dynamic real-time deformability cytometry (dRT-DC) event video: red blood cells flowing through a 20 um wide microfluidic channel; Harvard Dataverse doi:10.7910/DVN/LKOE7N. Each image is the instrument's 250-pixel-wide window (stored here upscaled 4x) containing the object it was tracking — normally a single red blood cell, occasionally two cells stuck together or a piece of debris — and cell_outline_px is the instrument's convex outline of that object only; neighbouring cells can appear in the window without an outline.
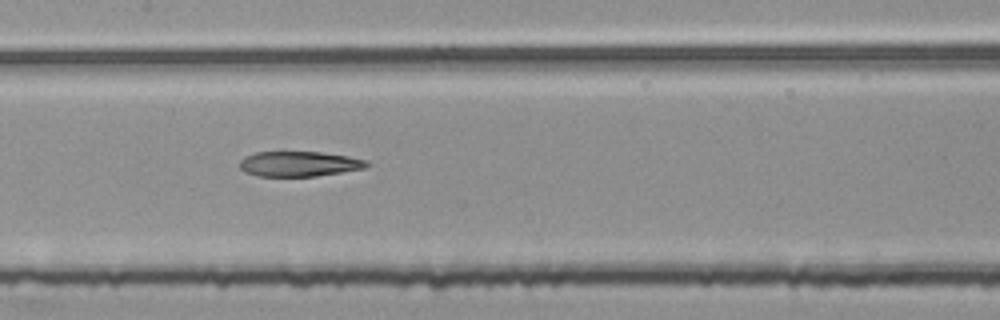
{"species": "common noctule bat (a hibernating species)", "species_latin": "Nyctalus noctula", "temperature_condition": "room temperature", "stored_images_in_passage": 53, "camera_frame_rate_fps": 3000, "um_per_image_px": 0.085, "animal": {"sex": "female", "body_mass_g": 25.1}, "frame": {"image": 1, "passage_image": 26, "time_ms": 8.333, "image_size_px": [1000, 320], "cell_outline_px": [[372, 164], [364, 168], [316, 176], [256, 176], [244, 172], [240, 168], [240, 160], [244, 156], [256, 152], [320, 152], [348, 156], [368, 160]], "centroid_in_image_um": [25.42, 13.93], "position_along_channel_um": 182.0, "area_um2": 18.67}}
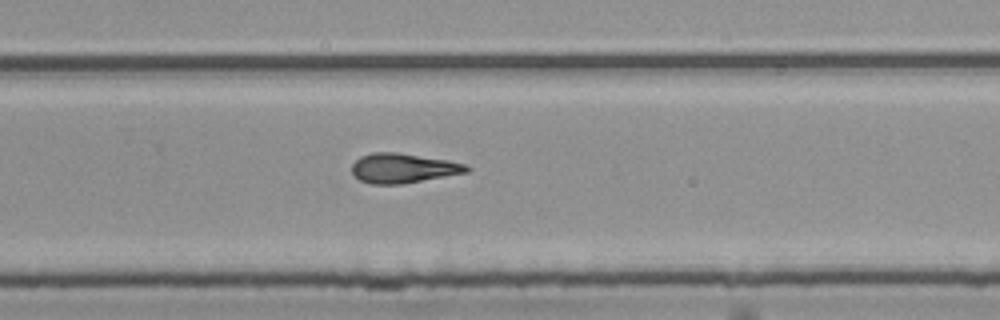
{"frame": {"image": 2, "passage_image": 35, "time_ms": 11.333, "image_size_px": [1000, 320], "cell_outline_px": [[472, 168], [468, 172], [400, 184], [372, 184], [360, 180], [352, 172], [352, 164], [360, 156], [372, 152], [396, 152], [448, 160], [468, 164]], "centroid_in_image_um": [34.28, 14.28], "position_along_channel_um": 295.5, "area_um2": 19.77}}
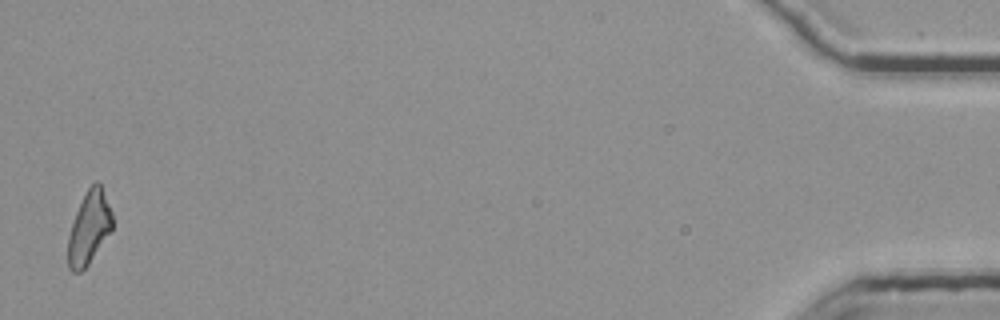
{"frame": {"image": 3, "passage_image": 53, "time_ms": 17.333, "image_size_px": [1000, 320], "cell_outline_px": [[112, 232], [88, 264], [80, 272], [72, 272], [68, 268], [68, 236], [76, 212], [88, 188], [96, 180], [100, 184], [112, 212]], "centroid_in_image_um": [7.58, 19.4], "position_along_channel_um": 427.6, "area_um2": 18.67}, "authors_computed_cell_mechanics": {"area_um2": 19.8832, "velocity_mm_per_s": 3.7998, "shape_relaxation_time_tau1_ms": null, "shape_relaxation_time_tau2_ms": 6.8841, "deformation_change_tau1": null, "deformation_change_tau2": 0.2127}}